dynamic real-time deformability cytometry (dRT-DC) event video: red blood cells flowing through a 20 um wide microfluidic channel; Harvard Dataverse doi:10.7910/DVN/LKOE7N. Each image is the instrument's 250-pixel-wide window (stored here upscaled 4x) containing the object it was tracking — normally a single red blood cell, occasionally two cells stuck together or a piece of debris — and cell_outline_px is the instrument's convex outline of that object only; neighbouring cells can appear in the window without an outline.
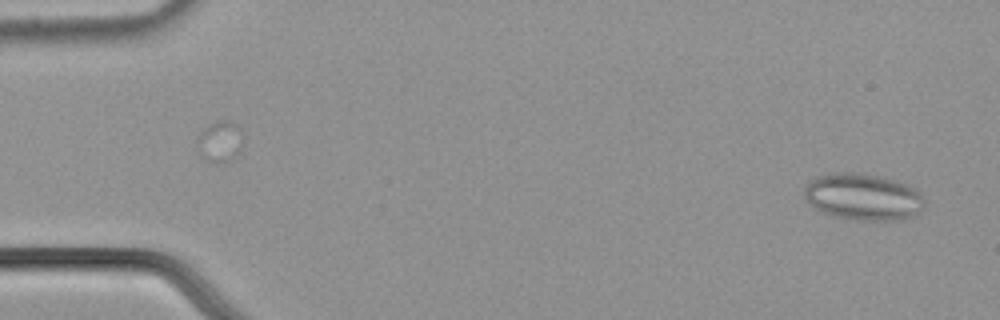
{"species": "common noctule bat (a hibernating species)", "species_latin": "Nyctalus noctula", "temperature_condition": "cold", "stored_images_in_passage": 56, "segment_of_instrument_passage": [1, 2], "camera_frame_rate_fps": 3000, "um_per_image_px": 0.085, "animal": {"sex": "male", "body_mass_g": 21.5, "forearm_length_mm": 52.0}, "frame": {"image": 1, "passage_image": 2, "time_ms": 0.333, "image_size_px": [1000, 320], "cell_outline_px": [[924, 208], [920, 216], [904, 220], [856, 220], [836, 216], [824, 212], [816, 208], [804, 196], [804, 188], [816, 176], [832, 172], [860, 172], [880, 176], [896, 180], [916, 188], [920, 192], [924, 200]], "centroid_in_image_um": [73.45, 16.73], "position_along_channel_um": 11.5, "area_um2": 33.18}}